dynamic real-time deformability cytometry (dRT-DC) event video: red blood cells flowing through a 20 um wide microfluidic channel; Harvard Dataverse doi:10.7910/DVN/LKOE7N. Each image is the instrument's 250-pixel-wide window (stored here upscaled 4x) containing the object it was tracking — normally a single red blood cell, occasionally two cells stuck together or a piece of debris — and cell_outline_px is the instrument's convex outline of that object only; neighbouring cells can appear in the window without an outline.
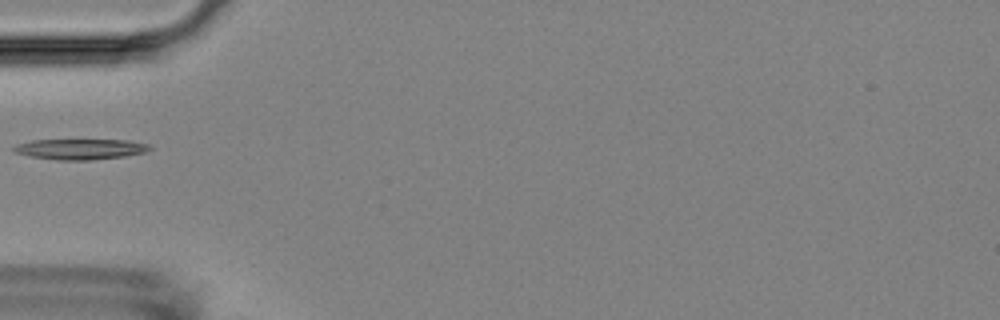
{"species": "Egyptian fruit bat (a non-hibernating species)", "species_latin": "Rousettus aegyptiacus", "temperature_condition": "room temperature", "stored_images_in_passage": 5, "camera_frame_rate_fps": 3000, "um_per_image_px": 0.085, "animal": {"sex": "female"}, "frame": {"image": 1, "passage_image": 5, "time_ms": 5.333, "image_size_px": [1000, 320], "cell_outline_px": [[152, 148], [144, 152], [124, 156], [88, 160], [56, 160], [32, 156], [16, 152], [12, 148], [16, 144], [32, 140], [128, 140], [148, 144]], "centroid_in_image_um": [6.82, 12.67], "position_along_channel_um": 78.2, "area_um2": 16.07}}